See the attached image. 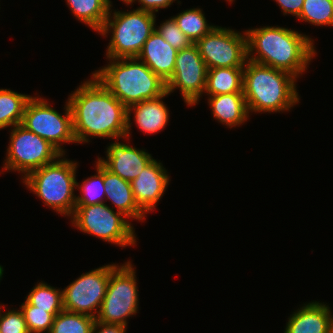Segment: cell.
Returning a JSON list of instances; mask_svg holds the SVG:
<instances>
[{"label": "cell", "instance_id": "obj_7", "mask_svg": "<svg viewBox=\"0 0 333 333\" xmlns=\"http://www.w3.org/2000/svg\"><path fill=\"white\" fill-rule=\"evenodd\" d=\"M114 207L106 203L75 206L71 222L81 232L96 236L105 242L127 247L136 245V235L131 222Z\"/></svg>", "mask_w": 333, "mask_h": 333}, {"label": "cell", "instance_id": "obj_1", "mask_svg": "<svg viewBox=\"0 0 333 333\" xmlns=\"http://www.w3.org/2000/svg\"><path fill=\"white\" fill-rule=\"evenodd\" d=\"M69 95L76 143L126 138L127 108L92 74Z\"/></svg>", "mask_w": 333, "mask_h": 333}, {"label": "cell", "instance_id": "obj_2", "mask_svg": "<svg viewBox=\"0 0 333 333\" xmlns=\"http://www.w3.org/2000/svg\"><path fill=\"white\" fill-rule=\"evenodd\" d=\"M245 33L249 61L288 72L296 78L307 70L316 55L314 40L292 29L263 26Z\"/></svg>", "mask_w": 333, "mask_h": 333}, {"label": "cell", "instance_id": "obj_9", "mask_svg": "<svg viewBox=\"0 0 333 333\" xmlns=\"http://www.w3.org/2000/svg\"><path fill=\"white\" fill-rule=\"evenodd\" d=\"M64 115L55 110L46 99L31 97L24 109L21 125L27 130L44 138L65 154L62 143H76L73 132L72 112L68 100Z\"/></svg>", "mask_w": 333, "mask_h": 333}, {"label": "cell", "instance_id": "obj_8", "mask_svg": "<svg viewBox=\"0 0 333 333\" xmlns=\"http://www.w3.org/2000/svg\"><path fill=\"white\" fill-rule=\"evenodd\" d=\"M133 266L127 261L111 271L106 295L95 320L127 326V318L138 313L139 295Z\"/></svg>", "mask_w": 333, "mask_h": 333}, {"label": "cell", "instance_id": "obj_30", "mask_svg": "<svg viewBox=\"0 0 333 333\" xmlns=\"http://www.w3.org/2000/svg\"><path fill=\"white\" fill-rule=\"evenodd\" d=\"M155 30L163 37L166 42L171 44V46L178 51L193 44L191 40L177 26L173 18H169L165 22H162L158 28H155Z\"/></svg>", "mask_w": 333, "mask_h": 333}, {"label": "cell", "instance_id": "obj_18", "mask_svg": "<svg viewBox=\"0 0 333 333\" xmlns=\"http://www.w3.org/2000/svg\"><path fill=\"white\" fill-rule=\"evenodd\" d=\"M177 52L178 50L174 49L154 30L144 43L137 58L167 82L174 73Z\"/></svg>", "mask_w": 333, "mask_h": 333}, {"label": "cell", "instance_id": "obj_23", "mask_svg": "<svg viewBox=\"0 0 333 333\" xmlns=\"http://www.w3.org/2000/svg\"><path fill=\"white\" fill-rule=\"evenodd\" d=\"M32 96L0 89V130L22 123L25 106Z\"/></svg>", "mask_w": 333, "mask_h": 333}, {"label": "cell", "instance_id": "obj_31", "mask_svg": "<svg viewBox=\"0 0 333 333\" xmlns=\"http://www.w3.org/2000/svg\"><path fill=\"white\" fill-rule=\"evenodd\" d=\"M1 312L0 308V333H30L20 308Z\"/></svg>", "mask_w": 333, "mask_h": 333}, {"label": "cell", "instance_id": "obj_27", "mask_svg": "<svg viewBox=\"0 0 333 333\" xmlns=\"http://www.w3.org/2000/svg\"><path fill=\"white\" fill-rule=\"evenodd\" d=\"M95 318L63 310L53 321L49 333H91Z\"/></svg>", "mask_w": 333, "mask_h": 333}, {"label": "cell", "instance_id": "obj_25", "mask_svg": "<svg viewBox=\"0 0 333 333\" xmlns=\"http://www.w3.org/2000/svg\"><path fill=\"white\" fill-rule=\"evenodd\" d=\"M25 299L31 305L38 307V309L46 310L54 317L64 310L62 290L56 289L42 281L37 282V285L32 288Z\"/></svg>", "mask_w": 333, "mask_h": 333}, {"label": "cell", "instance_id": "obj_3", "mask_svg": "<svg viewBox=\"0 0 333 333\" xmlns=\"http://www.w3.org/2000/svg\"><path fill=\"white\" fill-rule=\"evenodd\" d=\"M297 78L288 72L246 61L243 70V94L251 112H284L299 103Z\"/></svg>", "mask_w": 333, "mask_h": 333}, {"label": "cell", "instance_id": "obj_32", "mask_svg": "<svg viewBox=\"0 0 333 333\" xmlns=\"http://www.w3.org/2000/svg\"><path fill=\"white\" fill-rule=\"evenodd\" d=\"M136 1L139 5L141 4V6L136 9L155 14V12H158L160 9L168 8V6L170 7V5L176 0H130L127 5H132V3Z\"/></svg>", "mask_w": 333, "mask_h": 333}, {"label": "cell", "instance_id": "obj_20", "mask_svg": "<svg viewBox=\"0 0 333 333\" xmlns=\"http://www.w3.org/2000/svg\"><path fill=\"white\" fill-rule=\"evenodd\" d=\"M208 103L213 117L229 128L243 125L249 118L243 93L208 96Z\"/></svg>", "mask_w": 333, "mask_h": 333}, {"label": "cell", "instance_id": "obj_15", "mask_svg": "<svg viewBox=\"0 0 333 333\" xmlns=\"http://www.w3.org/2000/svg\"><path fill=\"white\" fill-rule=\"evenodd\" d=\"M170 177L163 164L153 159L131 182L137 205L147 214L154 211L169 185Z\"/></svg>", "mask_w": 333, "mask_h": 333}, {"label": "cell", "instance_id": "obj_4", "mask_svg": "<svg viewBox=\"0 0 333 333\" xmlns=\"http://www.w3.org/2000/svg\"><path fill=\"white\" fill-rule=\"evenodd\" d=\"M106 59L108 65L92 74L126 108L166 92V82L137 57Z\"/></svg>", "mask_w": 333, "mask_h": 333}, {"label": "cell", "instance_id": "obj_36", "mask_svg": "<svg viewBox=\"0 0 333 333\" xmlns=\"http://www.w3.org/2000/svg\"><path fill=\"white\" fill-rule=\"evenodd\" d=\"M3 271H4V269H3V267L0 265V281H1V278H2V276H3Z\"/></svg>", "mask_w": 333, "mask_h": 333}, {"label": "cell", "instance_id": "obj_12", "mask_svg": "<svg viewBox=\"0 0 333 333\" xmlns=\"http://www.w3.org/2000/svg\"><path fill=\"white\" fill-rule=\"evenodd\" d=\"M117 265L108 264L82 273L72 281L62 290L63 309L96 318L106 295L110 273Z\"/></svg>", "mask_w": 333, "mask_h": 333}, {"label": "cell", "instance_id": "obj_13", "mask_svg": "<svg viewBox=\"0 0 333 333\" xmlns=\"http://www.w3.org/2000/svg\"><path fill=\"white\" fill-rule=\"evenodd\" d=\"M207 67L195 43L177 52L175 69L166 82V91L171 94L178 89L187 106L198 104L205 92Z\"/></svg>", "mask_w": 333, "mask_h": 333}, {"label": "cell", "instance_id": "obj_35", "mask_svg": "<svg viewBox=\"0 0 333 333\" xmlns=\"http://www.w3.org/2000/svg\"><path fill=\"white\" fill-rule=\"evenodd\" d=\"M111 6H112V3L110 0H106ZM122 2H124L126 5L129 3L130 0H121Z\"/></svg>", "mask_w": 333, "mask_h": 333}, {"label": "cell", "instance_id": "obj_29", "mask_svg": "<svg viewBox=\"0 0 333 333\" xmlns=\"http://www.w3.org/2000/svg\"><path fill=\"white\" fill-rule=\"evenodd\" d=\"M27 328L30 333H49L54 321V316L46 310L38 309L27 300L20 306Z\"/></svg>", "mask_w": 333, "mask_h": 333}, {"label": "cell", "instance_id": "obj_19", "mask_svg": "<svg viewBox=\"0 0 333 333\" xmlns=\"http://www.w3.org/2000/svg\"><path fill=\"white\" fill-rule=\"evenodd\" d=\"M103 181L105 186V200H110L117 211L130 219L144 221L146 213L137 205L133 195L131 182L125 181L109 171L103 165Z\"/></svg>", "mask_w": 333, "mask_h": 333}, {"label": "cell", "instance_id": "obj_21", "mask_svg": "<svg viewBox=\"0 0 333 333\" xmlns=\"http://www.w3.org/2000/svg\"><path fill=\"white\" fill-rule=\"evenodd\" d=\"M244 67L207 69L205 92L209 96L243 93Z\"/></svg>", "mask_w": 333, "mask_h": 333}, {"label": "cell", "instance_id": "obj_10", "mask_svg": "<svg viewBox=\"0 0 333 333\" xmlns=\"http://www.w3.org/2000/svg\"><path fill=\"white\" fill-rule=\"evenodd\" d=\"M10 130L12 131L2 171H17L23 173L25 178L30 172L56 161L63 155L50 142L21 124Z\"/></svg>", "mask_w": 333, "mask_h": 333}, {"label": "cell", "instance_id": "obj_22", "mask_svg": "<svg viewBox=\"0 0 333 333\" xmlns=\"http://www.w3.org/2000/svg\"><path fill=\"white\" fill-rule=\"evenodd\" d=\"M74 17L99 32L108 16L111 5L106 0H66Z\"/></svg>", "mask_w": 333, "mask_h": 333}, {"label": "cell", "instance_id": "obj_5", "mask_svg": "<svg viewBox=\"0 0 333 333\" xmlns=\"http://www.w3.org/2000/svg\"><path fill=\"white\" fill-rule=\"evenodd\" d=\"M77 165L63 154L56 161L30 172L22 180L46 206L57 214L70 217L75 210Z\"/></svg>", "mask_w": 333, "mask_h": 333}, {"label": "cell", "instance_id": "obj_34", "mask_svg": "<svg viewBox=\"0 0 333 333\" xmlns=\"http://www.w3.org/2000/svg\"><path fill=\"white\" fill-rule=\"evenodd\" d=\"M127 326L123 324L104 323L95 320L91 333H126Z\"/></svg>", "mask_w": 333, "mask_h": 333}, {"label": "cell", "instance_id": "obj_17", "mask_svg": "<svg viewBox=\"0 0 333 333\" xmlns=\"http://www.w3.org/2000/svg\"><path fill=\"white\" fill-rule=\"evenodd\" d=\"M170 95L167 91L154 99L144 100L127 107L126 138L130 137L131 113L134 112V121L141 132L155 134L162 131L169 121V110L163 98ZM133 111V112H132Z\"/></svg>", "mask_w": 333, "mask_h": 333}, {"label": "cell", "instance_id": "obj_16", "mask_svg": "<svg viewBox=\"0 0 333 333\" xmlns=\"http://www.w3.org/2000/svg\"><path fill=\"white\" fill-rule=\"evenodd\" d=\"M333 315L328 305L313 301L304 303L288 318L284 333H330Z\"/></svg>", "mask_w": 333, "mask_h": 333}, {"label": "cell", "instance_id": "obj_24", "mask_svg": "<svg viewBox=\"0 0 333 333\" xmlns=\"http://www.w3.org/2000/svg\"><path fill=\"white\" fill-rule=\"evenodd\" d=\"M202 11L201 8H191L172 17L177 26L192 43H196L215 27L214 25H209L207 23Z\"/></svg>", "mask_w": 333, "mask_h": 333}, {"label": "cell", "instance_id": "obj_28", "mask_svg": "<svg viewBox=\"0 0 333 333\" xmlns=\"http://www.w3.org/2000/svg\"><path fill=\"white\" fill-rule=\"evenodd\" d=\"M297 19L315 26L333 27V0H304Z\"/></svg>", "mask_w": 333, "mask_h": 333}, {"label": "cell", "instance_id": "obj_26", "mask_svg": "<svg viewBox=\"0 0 333 333\" xmlns=\"http://www.w3.org/2000/svg\"><path fill=\"white\" fill-rule=\"evenodd\" d=\"M96 175L85 179L82 184L76 182V189H80L81 195L76 196L75 206H90L105 203V186L103 181V164L97 160Z\"/></svg>", "mask_w": 333, "mask_h": 333}, {"label": "cell", "instance_id": "obj_14", "mask_svg": "<svg viewBox=\"0 0 333 333\" xmlns=\"http://www.w3.org/2000/svg\"><path fill=\"white\" fill-rule=\"evenodd\" d=\"M106 159L97 158L109 171L125 181L132 182L143 169L153 160L146 150L137 149L128 144L111 143L106 148Z\"/></svg>", "mask_w": 333, "mask_h": 333}, {"label": "cell", "instance_id": "obj_33", "mask_svg": "<svg viewBox=\"0 0 333 333\" xmlns=\"http://www.w3.org/2000/svg\"><path fill=\"white\" fill-rule=\"evenodd\" d=\"M284 15L290 14L296 16L297 18L300 16L303 2L304 0H275Z\"/></svg>", "mask_w": 333, "mask_h": 333}, {"label": "cell", "instance_id": "obj_11", "mask_svg": "<svg viewBox=\"0 0 333 333\" xmlns=\"http://www.w3.org/2000/svg\"><path fill=\"white\" fill-rule=\"evenodd\" d=\"M195 44L207 69L244 67L248 60L245 32L215 26Z\"/></svg>", "mask_w": 333, "mask_h": 333}, {"label": "cell", "instance_id": "obj_6", "mask_svg": "<svg viewBox=\"0 0 333 333\" xmlns=\"http://www.w3.org/2000/svg\"><path fill=\"white\" fill-rule=\"evenodd\" d=\"M112 7L98 32L106 37L112 33L105 55L114 59L137 57L156 28V15L139 9L128 12L115 9L112 13Z\"/></svg>", "mask_w": 333, "mask_h": 333}]
</instances>
